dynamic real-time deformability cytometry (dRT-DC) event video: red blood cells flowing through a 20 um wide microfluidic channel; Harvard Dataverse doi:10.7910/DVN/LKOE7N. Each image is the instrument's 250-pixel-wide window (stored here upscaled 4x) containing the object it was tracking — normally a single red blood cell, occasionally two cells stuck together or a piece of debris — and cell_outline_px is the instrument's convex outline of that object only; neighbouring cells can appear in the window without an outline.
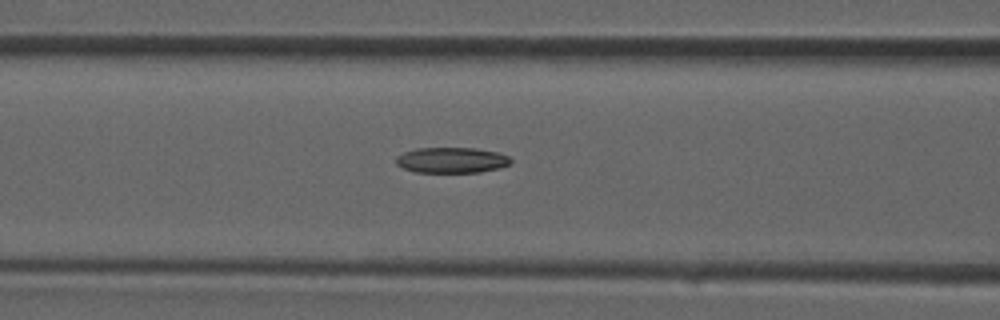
{"species": "common noctule bat (a hibernating species)", "species_latin": "Nyctalus noctula", "temperature_condition": "room temperature", "stored_images_in_passage": 32, "camera_frame_rate_fps": 3000, "um_per_image_px": 0.085, "animal": {"sex": "male", "forearm_length_mm": 52.5}, "frame": {"image": 1, "passage_image": 14, "time_ms": 4.333, "image_size_px": [1000, 320], "cell_outline_px": [[512, 160], [508, 164], [500, 168], [480, 172], [416, 172], [404, 168], [396, 164], [396, 156], [404, 152], [416, 148], [476, 148], [496, 152], [508, 156]], "centroid_in_image_um": [38.38, 13.61], "position_along_channel_um": 128.2, "area_um2": 17.05}}
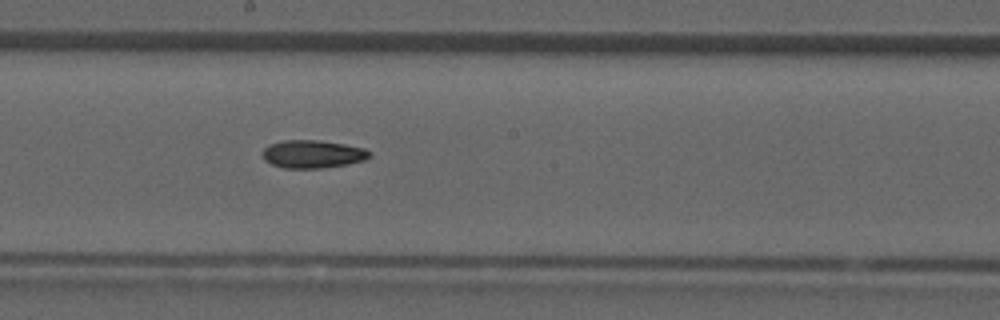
{"frame": {"image": 2, "passage_image": 19, "time_ms": 6.0, "image_size_px": [1000, 320], "cell_outline_px": [[372, 156], [364, 160], [348, 164], [320, 168], [284, 168], [272, 164], [264, 160], [264, 148], [272, 144], [284, 140], [320, 140], [344, 144], [364, 148]], "centroid_in_image_um": [26.59, 13.1], "position_along_channel_um": 221.6, "area_um2": 17.22}}